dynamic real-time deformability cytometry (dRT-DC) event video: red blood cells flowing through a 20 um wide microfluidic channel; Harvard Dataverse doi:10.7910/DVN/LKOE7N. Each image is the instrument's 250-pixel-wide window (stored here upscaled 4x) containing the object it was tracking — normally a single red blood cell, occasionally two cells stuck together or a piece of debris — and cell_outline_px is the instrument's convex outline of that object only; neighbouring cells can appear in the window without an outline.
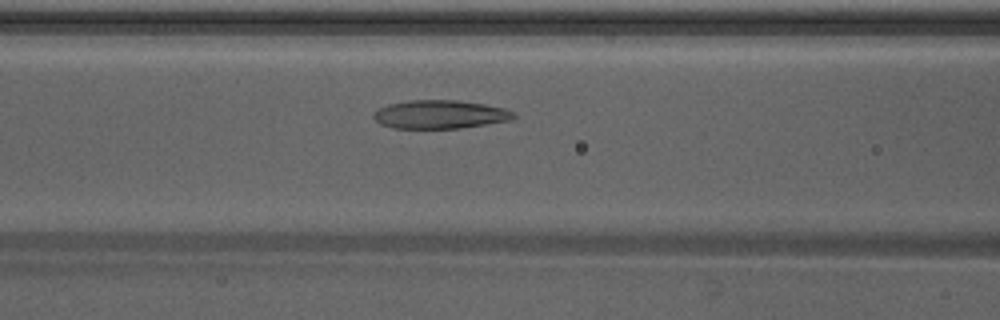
{"species": "Egyptian fruit bat (a non-hibernating species)", "species_latin": "Rousettus aegyptiacus", "temperature_condition": "warm", "stored_images_in_passage": 23, "camera_frame_rate_fps": 3000, "um_per_image_px": 0.085, "animal": {"sex": "male"}, "frame": {"image": 1, "passage_image": 10, "time_ms": 3.0, "image_size_px": [1000, 320], "cell_outline_px": [[516, 116], [512, 120], [460, 128], [392, 128], [380, 124], [372, 116], [380, 108], [388, 104], [408, 100], [460, 100], [484, 104], [504, 108], [516, 112]], "centroid_in_image_um": [37.43, 9.72], "position_along_channel_um": 129.2, "area_um2": 23.29}}
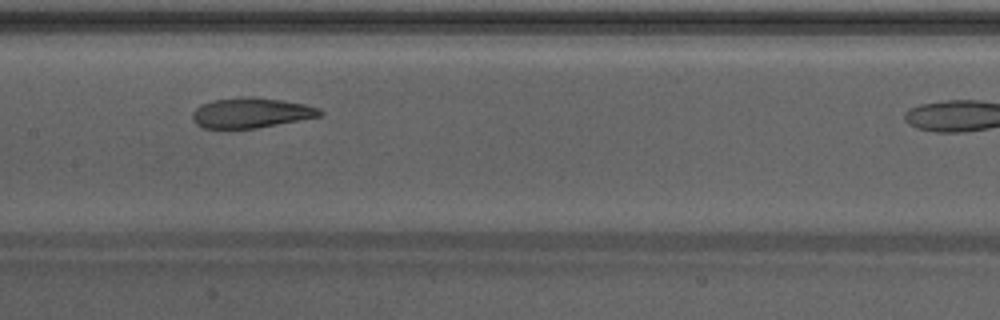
{"frame": {"image": 2, "passage_image": 14, "time_ms": 4.333, "image_size_px": [1000, 320], "cell_outline_px": [[324, 116], [256, 128], [204, 128], [196, 124], [192, 120], [192, 112], [200, 104], [212, 100], [240, 96], [252, 96], [280, 100], [304, 104], [320, 108], [324, 112]], "centroid_in_image_um": [21.35, 9.58], "position_along_channel_um": 186.1, "area_um2": 22.66}}
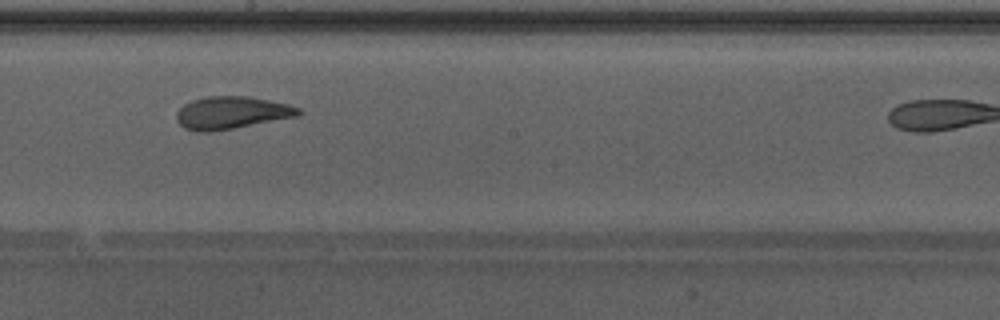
{"frame": {"image": 3, "passage_image": 17, "time_ms": 5.333, "image_size_px": [1000, 320], "cell_outline_px": [[304, 112], [300, 116], [232, 128], [208, 132], [200, 132], [184, 128], [176, 120], [176, 112], [184, 104], [192, 100], [208, 96], [248, 96], [288, 104], [300, 108]], "centroid_in_image_um": [19.7, 9.58], "position_along_channel_um": 228.5, "area_um2": 23.12}}